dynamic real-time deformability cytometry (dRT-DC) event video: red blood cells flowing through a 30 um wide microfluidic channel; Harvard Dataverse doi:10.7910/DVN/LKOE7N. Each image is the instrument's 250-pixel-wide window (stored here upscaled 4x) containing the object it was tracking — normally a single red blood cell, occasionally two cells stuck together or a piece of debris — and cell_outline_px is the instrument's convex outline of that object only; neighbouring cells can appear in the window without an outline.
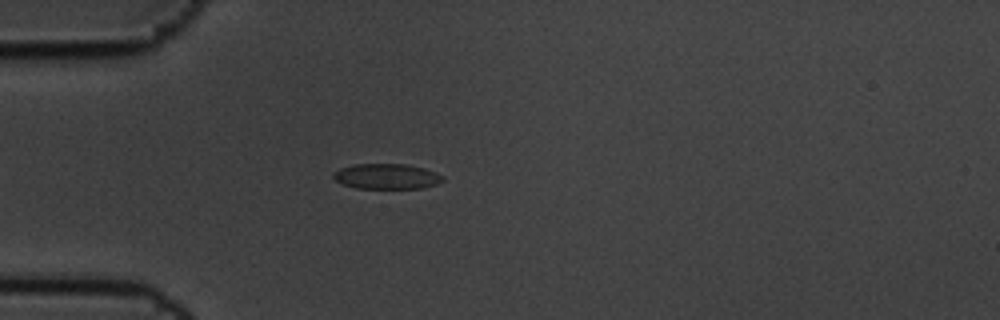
{"species": "common noctule bat (a hibernating species)", "species_latin": "Nyctalus noctula", "temperature_condition": "cold", "stored_images_in_passage": 4, "camera_frame_rate_fps": 3000, "um_per_image_px": 0.085, "animal": {"sex": "male", "body_mass_g": 19.5, "forearm_length_mm": 54.6}, "frame": {"image": 1, "passage_image": 4, "time_ms": 1.0, "image_size_px": [1000, 320], "cell_outline_px": [[444, 180], [436, 184], [420, 188], [356, 188], [344, 184], [336, 180], [332, 176], [340, 168], [352, 164], [408, 164], [424, 168], [444, 176]], "centroid_in_image_um": [32.88, 14.98], "position_along_channel_um": 52.1, "area_um2": 16.01}}